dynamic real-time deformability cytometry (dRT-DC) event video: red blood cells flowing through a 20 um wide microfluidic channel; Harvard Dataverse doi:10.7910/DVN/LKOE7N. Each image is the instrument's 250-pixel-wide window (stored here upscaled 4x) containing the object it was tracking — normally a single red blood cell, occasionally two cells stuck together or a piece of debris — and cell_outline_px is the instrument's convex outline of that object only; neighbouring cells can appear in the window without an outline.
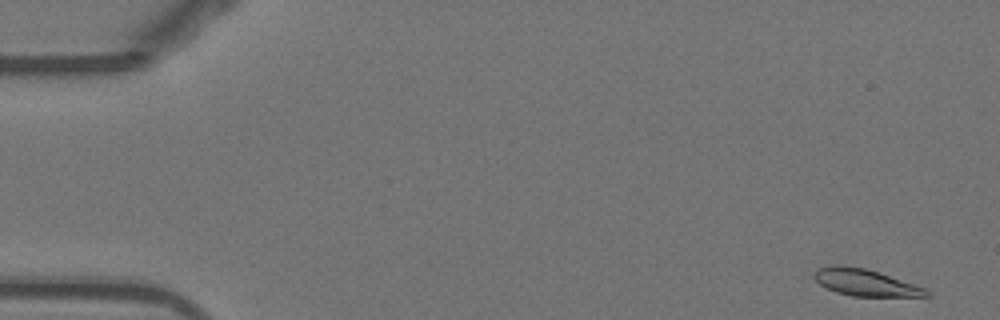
{"species": "Egyptian fruit bat (a non-hibernating species)", "species_latin": "Rousettus aegyptiacus", "temperature_condition": "warm", "stored_images_in_passage": 9, "camera_frame_rate_fps": 3000, "um_per_image_px": 0.085, "animal": {"sex": "female"}, "frame": {"image": 1, "passage_image": 1, "time_ms": 0.0, "image_size_px": [1000, 320], "cell_outline_px": [[932, 296], [852, 296], [836, 292], [820, 284], [812, 276], [820, 268], [832, 264], [840, 264], [864, 268], [924, 288], [932, 292]], "centroid_in_image_um": [73.52, 24.02], "position_along_channel_um": 11.5, "area_um2": 17.11}}